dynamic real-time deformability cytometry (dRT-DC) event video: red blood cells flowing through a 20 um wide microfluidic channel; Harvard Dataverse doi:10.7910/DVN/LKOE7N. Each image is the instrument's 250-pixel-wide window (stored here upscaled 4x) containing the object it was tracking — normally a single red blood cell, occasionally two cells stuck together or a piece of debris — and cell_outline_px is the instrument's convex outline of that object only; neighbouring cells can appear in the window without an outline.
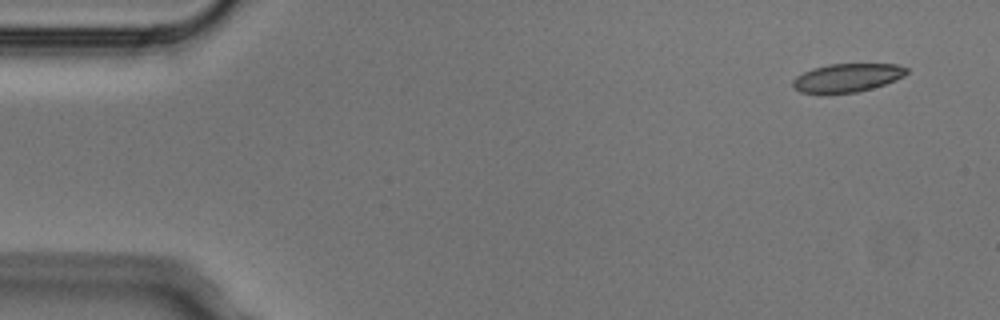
{"species": "Egyptian fruit bat (a non-hibernating species)", "species_latin": "Rousettus aegyptiacus", "temperature_condition": "cold", "stored_images_in_passage": 3, "camera_frame_rate_fps": 3000, "um_per_image_px": 0.085, "animal": {"sex": "male"}, "frame": {"image": 1, "passage_image": 1, "time_ms": 0.0, "image_size_px": [1000, 320], "cell_outline_px": [[908, 72], [904, 76], [896, 80], [872, 88], [856, 92], [824, 96], [800, 92], [792, 88], [792, 80], [796, 76], [812, 68], [828, 64], [896, 64], [908, 68]], "centroid_in_image_um": [71.94, 6.64], "position_along_channel_um": 13.1, "area_um2": 19.48}}
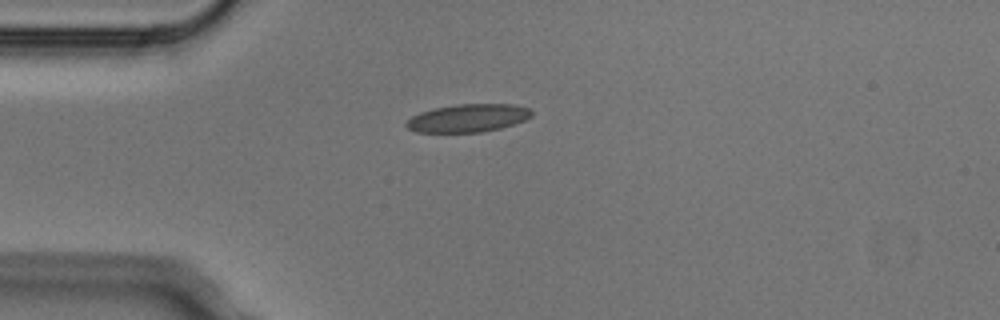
{"frame": {"image": 2, "passage_image": 3, "time_ms": 0.667, "image_size_px": [1000, 320], "cell_outline_px": [[532, 116], [524, 120], [500, 128], [484, 132], [416, 132], [408, 128], [404, 124], [412, 116], [420, 112], [432, 108], [456, 104], [512, 104], [528, 108], [532, 112]], "centroid_in_image_um": [39.75, 10.03], "position_along_channel_um": 45.2, "area_um2": 20.4}}